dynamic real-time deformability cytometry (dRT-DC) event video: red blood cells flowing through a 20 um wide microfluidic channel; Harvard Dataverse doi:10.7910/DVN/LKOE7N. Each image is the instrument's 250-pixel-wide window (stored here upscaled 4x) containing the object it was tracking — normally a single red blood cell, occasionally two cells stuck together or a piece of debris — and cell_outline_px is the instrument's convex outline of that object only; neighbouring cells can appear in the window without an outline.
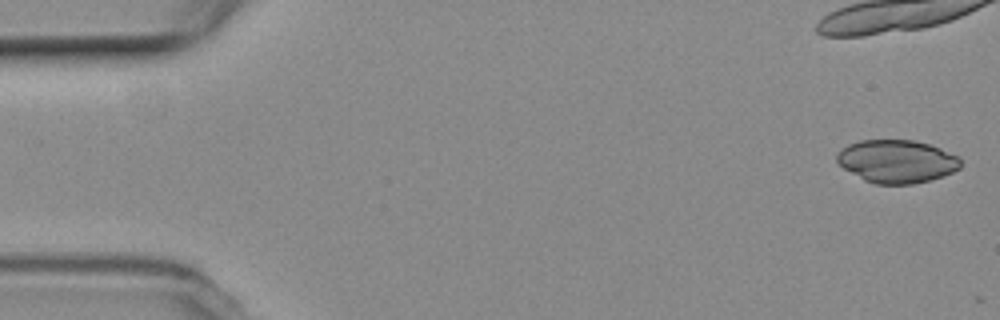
{"species": "common noctule bat (a hibernating species)", "species_latin": "Nyctalus noctula", "temperature_condition": "room temperature", "stored_images_in_passage": 4, "camera_frame_rate_fps": 3000, "um_per_image_px": 0.085, "animal": {"sex": "female", "body_mass_g": 19.3, "forearm_length_mm": 54.1}, "frame": {"image": 1, "passage_image": 1, "time_ms": 0.0, "image_size_px": [1000, 320], "cell_outline_px": [[960, 168], [952, 172], [928, 180], [912, 184], [876, 184], [864, 180], [844, 168], [836, 160], [836, 152], [840, 148], [848, 144], [860, 140], [912, 140], [928, 144], [940, 148], [960, 156]], "centroid_in_image_um": [76.2, 13.7], "position_along_channel_um": 8.8, "area_um2": 30.92}}